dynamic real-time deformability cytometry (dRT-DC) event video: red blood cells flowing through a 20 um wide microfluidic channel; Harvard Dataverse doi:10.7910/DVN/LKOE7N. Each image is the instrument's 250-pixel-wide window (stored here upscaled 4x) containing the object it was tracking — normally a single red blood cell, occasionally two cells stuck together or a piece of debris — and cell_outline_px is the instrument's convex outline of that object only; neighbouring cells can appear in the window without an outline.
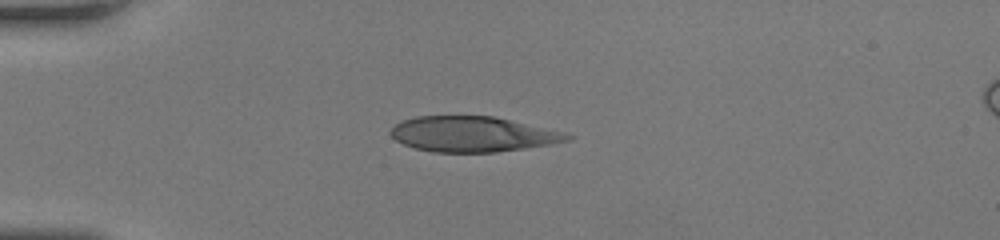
{"species": "human", "species_latin": "Homo sapiens", "temperature_condition": "room temperature", "stored_images_in_passage": 37, "camera_frame_rate_fps": 3000, "um_per_image_px": 0.085, "donor": {"sex": "female"}, "frame": {"image": 1, "passage_image": 1, "time_ms": 0.0, "image_size_px": [1000, 240], "cell_outline_px": [[576, 136], [568, 140], [552, 144], [496, 152], [432, 152], [416, 148], [404, 144], [396, 140], [388, 132], [400, 120], [416, 116], [492, 116], [564, 132]], "centroid_in_image_um": [40.15, 11.4], "position_along_channel_um": 44.8, "area_um2": 36.24}}
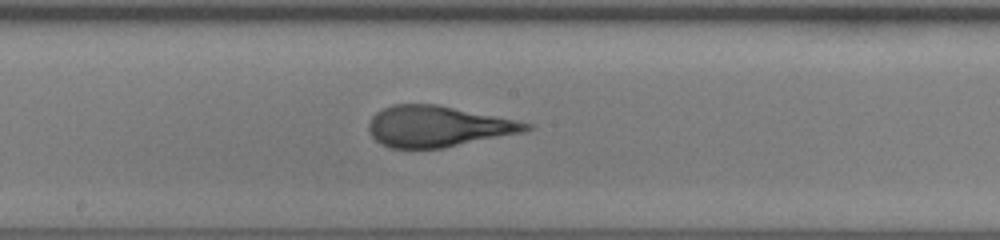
{"frame": {"image": 2, "passage_image": 15, "time_ms": 4.667, "image_size_px": [1000, 240], "cell_outline_px": [[532, 128], [524, 132], [444, 148], [392, 148], [380, 144], [368, 132], [368, 124], [372, 116], [376, 112], [392, 104], [436, 104], [516, 120], [532, 124]], "centroid_in_image_um": [37.19, 10.75], "position_along_channel_um": 211.0, "area_um2": 37.51}}
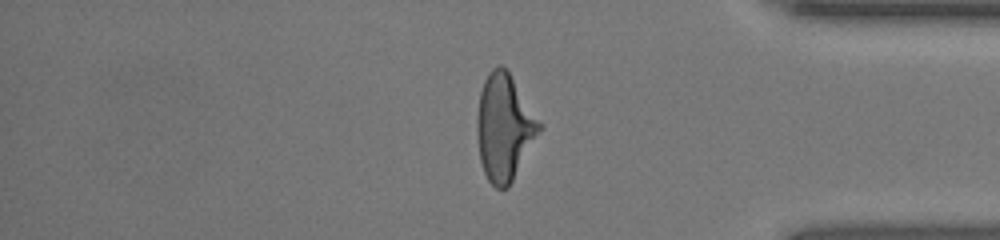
{"frame": {"image": 3, "passage_image": 29, "time_ms": 9.333, "image_size_px": [1000, 240], "cell_outline_px": [[544, 124], [540, 132], [508, 188], [496, 188], [488, 180], [484, 172], [480, 160], [476, 132], [476, 120], [480, 92], [484, 80], [488, 72], [496, 64], [500, 64], [508, 68]], "centroid_in_image_um": [42.88, 10.75], "position_along_channel_um": 392.3, "area_um2": 39.42}, "authors_computed_cell_mechanics": {"area_um2": 37.9168, "velocity_mm_per_s": 4.2563, "shape_relaxation_time_tau1_ms": 4.464, "shape_relaxation_time_tau2_ms": 0.7489, "deformation_change_tau1": 0.2086, "deformation_change_tau2": 0.084}}